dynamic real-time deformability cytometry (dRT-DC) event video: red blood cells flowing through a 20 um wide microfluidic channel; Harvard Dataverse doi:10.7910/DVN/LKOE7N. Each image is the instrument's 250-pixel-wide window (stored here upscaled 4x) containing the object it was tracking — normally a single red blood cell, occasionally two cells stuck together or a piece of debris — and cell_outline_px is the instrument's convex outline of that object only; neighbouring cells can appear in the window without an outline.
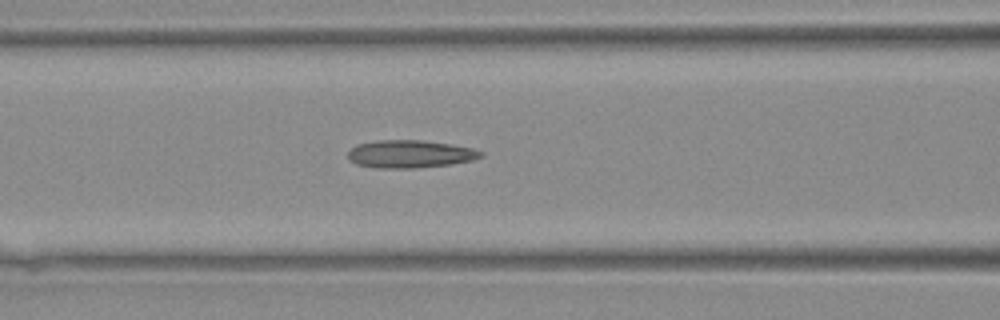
{"species": "Egyptian fruit bat (a non-hibernating species)", "species_latin": "Rousettus aegyptiacus", "temperature_condition": "warm", "stored_images_in_passage": 34, "camera_frame_rate_fps": 3000, "um_per_image_px": 0.085, "animal": {"sex": "female"}, "frame": {"image": 1, "passage_image": 18, "time_ms": 5.667, "image_size_px": [1000, 320], "cell_outline_px": [[484, 156], [472, 160], [448, 164], [412, 168], [376, 168], [356, 164], [348, 160], [348, 152], [356, 144], [376, 140], [420, 140], [448, 144], [472, 148], [484, 152]], "centroid_in_image_um": [34.81, 13.09], "position_along_channel_um": 131.8, "area_um2": 21.39}}
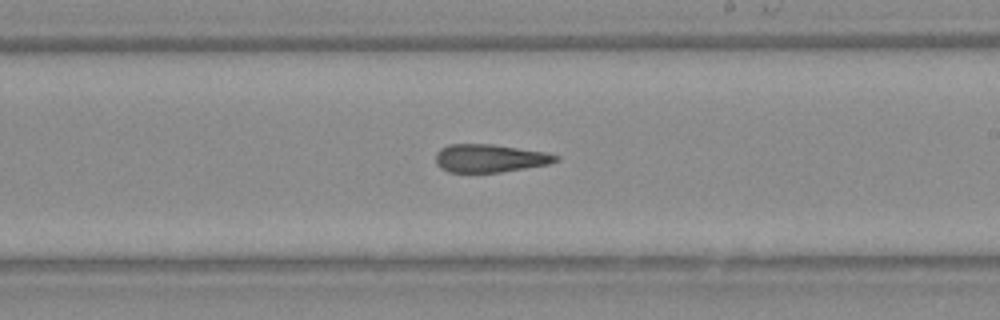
{"frame": {"image": 2, "passage_image": 25, "time_ms": 8.0, "image_size_px": [1000, 320], "cell_outline_px": [[560, 160], [548, 164], [500, 172], [448, 172], [440, 168], [436, 164], [436, 152], [440, 148], [448, 144], [492, 144], [548, 152], [560, 156]], "centroid_in_image_um": [41.63, 13.44], "position_along_channel_um": 247.4, "area_um2": 19.77}}
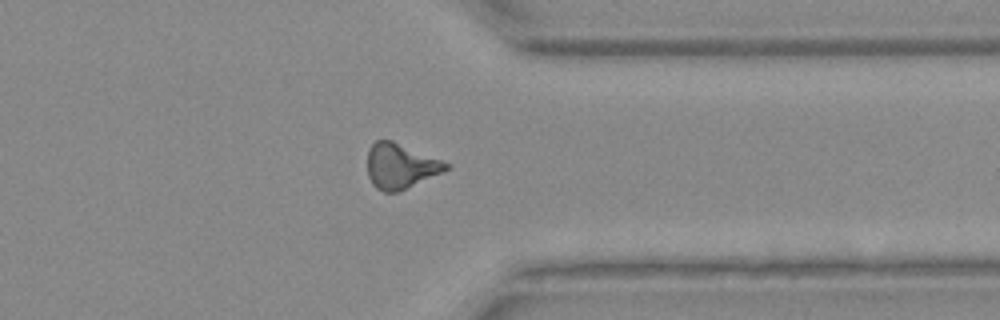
{"frame": {"image": 3, "passage_image": 33, "time_ms": 10.667, "image_size_px": [1000, 320], "cell_outline_px": [[452, 164], [444, 172], [396, 192], [384, 192], [376, 188], [372, 184], [368, 176], [368, 148], [376, 140], [392, 140]], "centroid_in_image_um": [34.04, 14.11], "position_along_channel_um": 377.4, "area_um2": 20.63}}